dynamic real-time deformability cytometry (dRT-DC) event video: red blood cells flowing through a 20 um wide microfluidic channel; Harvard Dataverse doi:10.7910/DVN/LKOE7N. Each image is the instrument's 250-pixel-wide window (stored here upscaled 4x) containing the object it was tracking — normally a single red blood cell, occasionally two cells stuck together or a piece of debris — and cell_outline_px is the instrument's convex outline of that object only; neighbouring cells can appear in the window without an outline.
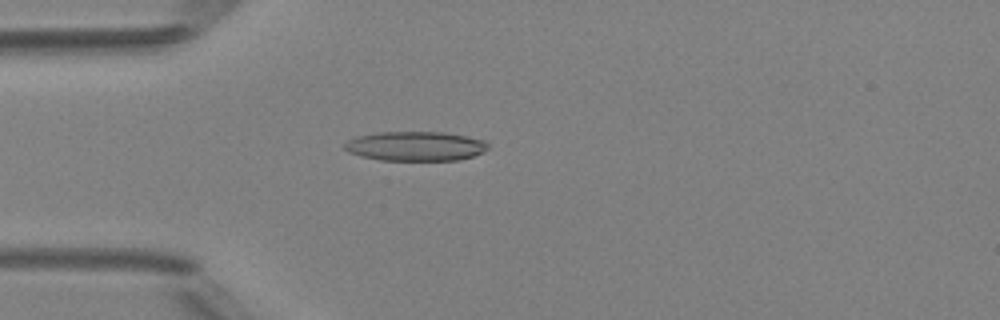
{"species": "Egyptian fruit bat (a non-hibernating species)", "species_latin": "Rousettus aegyptiacus", "temperature_condition": "room temperature", "stored_images_in_passage": 42, "camera_frame_rate_fps": 3000, "um_per_image_px": 0.085, "animal": {"sex": "female"}, "frame": {"image": 1, "passage_image": 7, "time_ms": 2.0, "image_size_px": [1000, 320], "cell_outline_px": [[488, 148], [484, 152], [460, 160], [380, 160], [360, 156], [348, 152], [344, 148], [344, 144], [348, 140], [356, 136], [376, 132], [444, 132], [488, 140]], "centroid_in_image_um": [35.33, 12.42], "position_along_channel_um": 49.7, "area_um2": 24.85}}
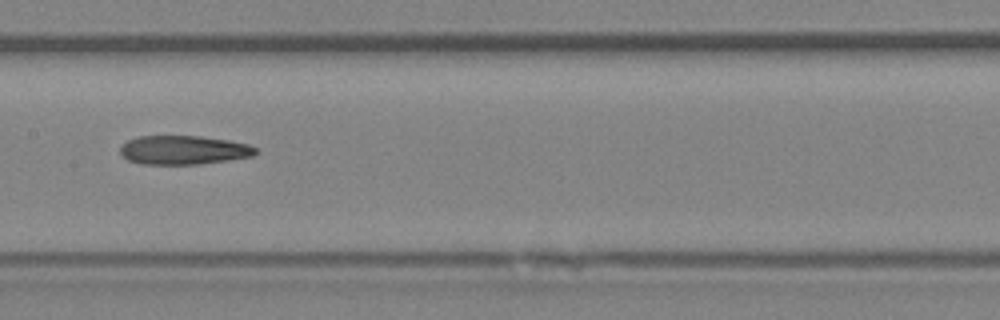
{"frame": {"image": 2, "passage_image": 18, "time_ms": 5.667, "image_size_px": [1000, 320], "cell_outline_px": [[260, 152], [252, 156], [228, 160], [196, 164], [144, 164], [128, 160], [120, 152], [120, 148], [128, 140], [136, 136], [200, 136], [228, 140], [248, 144], [256, 148]], "centroid_in_image_um": [15.62, 12.75], "position_along_channel_um": 191.8, "area_um2": 22.72}}
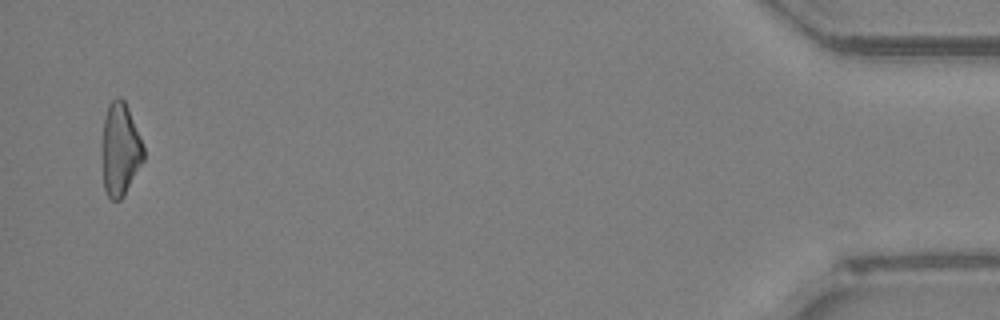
{"frame": {"image": 3, "passage_image": 41, "time_ms": 13.333, "image_size_px": [1000, 320], "cell_outline_px": [[144, 160], [124, 196], [120, 200], [112, 200], [108, 196], [104, 188], [104, 116], [108, 104], [116, 96], [120, 96], [124, 100], [128, 108], [144, 148]], "centroid_in_image_um": [10.25, 12.69], "position_along_channel_um": 425.0, "area_um2": 21.91}, "authors_computed_cell_mechanics": {"area_um2": 23.2067, "velocity_mm_per_s": 4.2033, "shape_relaxation_time_tau1_ms": 11.1985, "shape_relaxation_time_tau2_ms": null, "deformation_change_tau1": 0.2853, "deformation_change_tau2": null}}